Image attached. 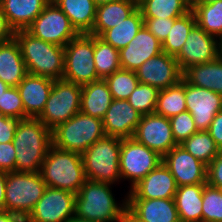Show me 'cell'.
Returning <instances> with one entry per match:
<instances>
[{
    "instance_id": "cell-1",
    "label": "cell",
    "mask_w": 222,
    "mask_h": 222,
    "mask_svg": "<svg viewBox=\"0 0 222 222\" xmlns=\"http://www.w3.org/2000/svg\"><path fill=\"white\" fill-rule=\"evenodd\" d=\"M12 142L16 154L15 171L40 172L52 146V131L37 118L23 119L17 125Z\"/></svg>"
},
{
    "instance_id": "cell-2",
    "label": "cell",
    "mask_w": 222,
    "mask_h": 222,
    "mask_svg": "<svg viewBox=\"0 0 222 222\" xmlns=\"http://www.w3.org/2000/svg\"><path fill=\"white\" fill-rule=\"evenodd\" d=\"M111 183L86 180L75 199V217L92 222H122L127 210V198L115 201Z\"/></svg>"
},
{
    "instance_id": "cell-3",
    "label": "cell",
    "mask_w": 222,
    "mask_h": 222,
    "mask_svg": "<svg viewBox=\"0 0 222 222\" xmlns=\"http://www.w3.org/2000/svg\"><path fill=\"white\" fill-rule=\"evenodd\" d=\"M14 38L19 44L28 73L62 79L64 47L41 40L27 30L16 31Z\"/></svg>"
},
{
    "instance_id": "cell-4",
    "label": "cell",
    "mask_w": 222,
    "mask_h": 222,
    "mask_svg": "<svg viewBox=\"0 0 222 222\" xmlns=\"http://www.w3.org/2000/svg\"><path fill=\"white\" fill-rule=\"evenodd\" d=\"M39 173L47 187L63 189L75 195L87 180L82 155L53 145L49 148Z\"/></svg>"
},
{
    "instance_id": "cell-5",
    "label": "cell",
    "mask_w": 222,
    "mask_h": 222,
    "mask_svg": "<svg viewBox=\"0 0 222 222\" xmlns=\"http://www.w3.org/2000/svg\"><path fill=\"white\" fill-rule=\"evenodd\" d=\"M52 131V145L82 154L89 146L105 137L103 120L78 112Z\"/></svg>"
},
{
    "instance_id": "cell-6",
    "label": "cell",
    "mask_w": 222,
    "mask_h": 222,
    "mask_svg": "<svg viewBox=\"0 0 222 222\" xmlns=\"http://www.w3.org/2000/svg\"><path fill=\"white\" fill-rule=\"evenodd\" d=\"M121 138L105 136L81 155L87 180L115 184L120 182Z\"/></svg>"
},
{
    "instance_id": "cell-7",
    "label": "cell",
    "mask_w": 222,
    "mask_h": 222,
    "mask_svg": "<svg viewBox=\"0 0 222 222\" xmlns=\"http://www.w3.org/2000/svg\"><path fill=\"white\" fill-rule=\"evenodd\" d=\"M46 188L39 172H6L5 210L25 219Z\"/></svg>"
},
{
    "instance_id": "cell-8",
    "label": "cell",
    "mask_w": 222,
    "mask_h": 222,
    "mask_svg": "<svg viewBox=\"0 0 222 222\" xmlns=\"http://www.w3.org/2000/svg\"><path fill=\"white\" fill-rule=\"evenodd\" d=\"M62 79L80 85L100 79L94 63V35L78 34L64 47Z\"/></svg>"
},
{
    "instance_id": "cell-9",
    "label": "cell",
    "mask_w": 222,
    "mask_h": 222,
    "mask_svg": "<svg viewBox=\"0 0 222 222\" xmlns=\"http://www.w3.org/2000/svg\"><path fill=\"white\" fill-rule=\"evenodd\" d=\"M82 85L66 81L54 80L48 100L42 113L37 117L50 130L66 122L80 112Z\"/></svg>"
},
{
    "instance_id": "cell-10",
    "label": "cell",
    "mask_w": 222,
    "mask_h": 222,
    "mask_svg": "<svg viewBox=\"0 0 222 222\" xmlns=\"http://www.w3.org/2000/svg\"><path fill=\"white\" fill-rule=\"evenodd\" d=\"M162 162L156 151L136 141L122 139L120 149V176L131 182L130 190Z\"/></svg>"
},
{
    "instance_id": "cell-11",
    "label": "cell",
    "mask_w": 222,
    "mask_h": 222,
    "mask_svg": "<svg viewBox=\"0 0 222 222\" xmlns=\"http://www.w3.org/2000/svg\"><path fill=\"white\" fill-rule=\"evenodd\" d=\"M26 30L41 40L62 47L79 34L54 2H49Z\"/></svg>"
},
{
    "instance_id": "cell-12",
    "label": "cell",
    "mask_w": 222,
    "mask_h": 222,
    "mask_svg": "<svg viewBox=\"0 0 222 222\" xmlns=\"http://www.w3.org/2000/svg\"><path fill=\"white\" fill-rule=\"evenodd\" d=\"M75 199L72 192L47 187L25 222H68L75 216Z\"/></svg>"
},
{
    "instance_id": "cell-13",
    "label": "cell",
    "mask_w": 222,
    "mask_h": 222,
    "mask_svg": "<svg viewBox=\"0 0 222 222\" xmlns=\"http://www.w3.org/2000/svg\"><path fill=\"white\" fill-rule=\"evenodd\" d=\"M132 138L162 157L178 145L169 118L156 113L142 115Z\"/></svg>"
},
{
    "instance_id": "cell-14",
    "label": "cell",
    "mask_w": 222,
    "mask_h": 222,
    "mask_svg": "<svg viewBox=\"0 0 222 222\" xmlns=\"http://www.w3.org/2000/svg\"><path fill=\"white\" fill-rule=\"evenodd\" d=\"M219 57V39L207 34L197 24L192 28L179 54L175 57L183 73L193 65L208 63Z\"/></svg>"
},
{
    "instance_id": "cell-15",
    "label": "cell",
    "mask_w": 222,
    "mask_h": 222,
    "mask_svg": "<svg viewBox=\"0 0 222 222\" xmlns=\"http://www.w3.org/2000/svg\"><path fill=\"white\" fill-rule=\"evenodd\" d=\"M162 162L175 178L178 187L207 182V165L181 145H176L165 154Z\"/></svg>"
},
{
    "instance_id": "cell-16",
    "label": "cell",
    "mask_w": 222,
    "mask_h": 222,
    "mask_svg": "<svg viewBox=\"0 0 222 222\" xmlns=\"http://www.w3.org/2000/svg\"><path fill=\"white\" fill-rule=\"evenodd\" d=\"M185 102L198 131H208L212 120L222 110V95L206 88L193 86L186 80Z\"/></svg>"
},
{
    "instance_id": "cell-17",
    "label": "cell",
    "mask_w": 222,
    "mask_h": 222,
    "mask_svg": "<svg viewBox=\"0 0 222 222\" xmlns=\"http://www.w3.org/2000/svg\"><path fill=\"white\" fill-rule=\"evenodd\" d=\"M138 81L164 90L182 79V72L175 57L161 52L145 61L135 70Z\"/></svg>"
},
{
    "instance_id": "cell-18",
    "label": "cell",
    "mask_w": 222,
    "mask_h": 222,
    "mask_svg": "<svg viewBox=\"0 0 222 222\" xmlns=\"http://www.w3.org/2000/svg\"><path fill=\"white\" fill-rule=\"evenodd\" d=\"M175 178L161 162L138 184L129 190L127 199H174L177 191Z\"/></svg>"
},
{
    "instance_id": "cell-19",
    "label": "cell",
    "mask_w": 222,
    "mask_h": 222,
    "mask_svg": "<svg viewBox=\"0 0 222 222\" xmlns=\"http://www.w3.org/2000/svg\"><path fill=\"white\" fill-rule=\"evenodd\" d=\"M161 52L162 43L143 25L129 44L119 51L121 69L135 71Z\"/></svg>"
},
{
    "instance_id": "cell-20",
    "label": "cell",
    "mask_w": 222,
    "mask_h": 222,
    "mask_svg": "<svg viewBox=\"0 0 222 222\" xmlns=\"http://www.w3.org/2000/svg\"><path fill=\"white\" fill-rule=\"evenodd\" d=\"M142 114L135 110L127 100H112L103 118L106 136L121 139L132 138Z\"/></svg>"
},
{
    "instance_id": "cell-21",
    "label": "cell",
    "mask_w": 222,
    "mask_h": 222,
    "mask_svg": "<svg viewBox=\"0 0 222 222\" xmlns=\"http://www.w3.org/2000/svg\"><path fill=\"white\" fill-rule=\"evenodd\" d=\"M54 79L28 73L17 86L24 107V119L37 118L43 111Z\"/></svg>"
},
{
    "instance_id": "cell-22",
    "label": "cell",
    "mask_w": 222,
    "mask_h": 222,
    "mask_svg": "<svg viewBox=\"0 0 222 222\" xmlns=\"http://www.w3.org/2000/svg\"><path fill=\"white\" fill-rule=\"evenodd\" d=\"M127 210L141 222H180L174 199H127Z\"/></svg>"
},
{
    "instance_id": "cell-23",
    "label": "cell",
    "mask_w": 222,
    "mask_h": 222,
    "mask_svg": "<svg viewBox=\"0 0 222 222\" xmlns=\"http://www.w3.org/2000/svg\"><path fill=\"white\" fill-rule=\"evenodd\" d=\"M49 2V0H3L0 10L16 32L26 30Z\"/></svg>"
},
{
    "instance_id": "cell-24",
    "label": "cell",
    "mask_w": 222,
    "mask_h": 222,
    "mask_svg": "<svg viewBox=\"0 0 222 222\" xmlns=\"http://www.w3.org/2000/svg\"><path fill=\"white\" fill-rule=\"evenodd\" d=\"M27 74L16 39L0 43V79L11 87H17Z\"/></svg>"
},
{
    "instance_id": "cell-25",
    "label": "cell",
    "mask_w": 222,
    "mask_h": 222,
    "mask_svg": "<svg viewBox=\"0 0 222 222\" xmlns=\"http://www.w3.org/2000/svg\"><path fill=\"white\" fill-rule=\"evenodd\" d=\"M137 8L136 0H116L98 5L93 29L89 34L99 37L104 31L124 21Z\"/></svg>"
},
{
    "instance_id": "cell-26",
    "label": "cell",
    "mask_w": 222,
    "mask_h": 222,
    "mask_svg": "<svg viewBox=\"0 0 222 222\" xmlns=\"http://www.w3.org/2000/svg\"><path fill=\"white\" fill-rule=\"evenodd\" d=\"M113 100L104 79L82 85L80 112L103 120Z\"/></svg>"
},
{
    "instance_id": "cell-27",
    "label": "cell",
    "mask_w": 222,
    "mask_h": 222,
    "mask_svg": "<svg viewBox=\"0 0 222 222\" xmlns=\"http://www.w3.org/2000/svg\"><path fill=\"white\" fill-rule=\"evenodd\" d=\"M204 185L193 184L177 187L174 200L180 222H202Z\"/></svg>"
},
{
    "instance_id": "cell-28",
    "label": "cell",
    "mask_w": 222,
    "mask_h": 222,
    "mask_svg": "<svg viewBox=\"0 0 222 222\" xmlns=\"http://www.w3.org/2000/svg\"><path fill=\"white\" fill-rule=\"evenodd\" d=\"M53 2L69 18L71 25L79 34L92 31L97 9L94 0H55Z\"/></svg>"
},
{
    "instance_id": "cell-29",
    "label": "cell",
    "mask_w": 222,
    "mask_h": 222,
    "mask_svg": "<svg viewBox=\"0 0 222 222\" xmlns=\"http://www.w3.org/2000/svg\"><path fill=\"white\" fill-rule=\"evenodd\" d=\"M182 77L193 86L206 88L222 95V58L193 65L186 69Z\"/></svg>"
},
{
    "instance_id": "cell-30",
    "label": "cell",
    "mask_w": 222,
    "mask_h": 222,
    "mask_svg": "<svg viewBox=\"0 0 222 222\" xmlns=\"http://www.w3.org/2000/svg\"><path fill=\"white\" fill-rule=\"evenodd\" d=\"M143 25L144 19L142 13L137 8L124 21L117 24V26L104 31L99 38L120 51L137 35Z\"/></svg>"
},
{
    "instance_id": "cell-31",
    "label": "cell",
    "mask_w": 222,
    "mask_h": 222,
    "mask_svg": "<svg viewBox=\"0 0 222 222\" xmlns=\"http://www.w3.org/2000/svg\"><path fill=\"white\" fill-rule=\"evenodd\" d=\"M143 18H179L191 11L190 0H140Z\"/></svg>"
},
{
    "instance_id": "cell-32",
    "label": "cell",
    "mask_w": 222,
    "mask_h": 222,
    "mask_svg": "<svg viewBox=\"0 0 222 222\" xmlns=\"http://www.w3.org/2000/svg\"><path fill=\"white\" fill-rule=\"evenodd\" d=\"M187 111L185 102V79L164 90H159L154 113L167 118Z\"/></svg>"
},
{
    "instance_id": "cell-33",
    "label": "cell",
    "mask_w": 222,
    "mask_h": 222,
    "mask_svg": "<svg viewBox=\"0 0 222 222\" xmlns=\"http://www.w3.org/2000/svg\"><path fill=\"white\" fill-rule=\"evenodd\" d=\"M196 24L207 34L220 39L222 37V0L209 4H191Z\"/></svg>"
},
{
    "instance_id": "cell-34",
    "label": "cell",
    "mask_w": 222,
    "mask_h": 222,
    "mask_svg": "<svg viewBox=\"0 0 222 222\" xmlns=\"http://www.w3.org/2000/svg\"><path fill=\"white\" fill-rule=\"evenodd\" d=\"M195 25L196 18L192 10L187 14L176 18L167 38L162 43L163 52L176 57Z\"/></svg>"
},
{
    "instance_id": "cell-35",
    "label": "cell",
    "mask_w": 222,
    "mask_h": 222,
    "mask_svg": "<svg viewBox=\"0 0 222 222\" xmlns=\"http://www.w3.org/2000/svg\"><path fill=\"white\" fill-rule=\"evenodd\" d=\"M94 63L98 77L105 79L121 69L119 50L94 36Z\"/></svg>"
},
{
    "instance_id": "cell-36",
    "label": "cell",
    "mask_w": 222,
    "mask_h": 222,
    "mask_svg": "<svg viewBox=\"0 0 222 222\" xmlns=\"http://www.w3.org/2000/svg\"><path fill=\"white\" fill-rule=\"evenodd\" d=\"M180 145L207 166L219 154V148L208 131H197Z\"/></svg>"
},
{
    "instance_id": "cell-37",
    "label": "cell",
    "mask_w": 222,
    "mask_h": 222,
    "mask_svg": "<svg viewBox=\"0 0 222 222\" xmlns=\"http://www.w3.org/2000/svg\"><path fill=\"white\" fill-rule=\"evenodd\" d=\"M115 100H127L139 81L135 71L119 69L104 79Z\"/></svg>"
},
{
    "instance_id": "cell-38",
    "label": "cell",
    "mask_w": 222,
    "mask_h": 222,
    "mask_svg": "<svg viewBox=\"0 0 222 222\" xmlns=\"http://www.w3.org/2000/svg\"><path fill=\"white\" fill-rule=\"evenodd\" d=\"M159 90L154 86L138 83L127 101L142 115L154 113Z\"/></svg>"
},
{
    "instance_id": "cell-39",
    "label": "cell",
    "mask_w": 222,
    "mask_h": 222,
    "mask_svg": "<svg viewBox=\"0 0 222 222\" xmlns=\"http://www.w3.org/2000/svg\"><path fill=\"white\" fill-rule=\"evenodd\" d=\"M202 222H222V189L204 185Z\"/></svg>"
},
{
    "instance_id": "cell-40",
    "label": "cell",
    "mask_w": 222,
    "mask_h": 222,
    "mask_svg": "<svg viewBox=\"0 0 222 222\" xmlns=\"http://www.w3.org/2000/svg\"><path fill=\"white\" fill-rule=\"evenodd\" d=\"M173 137L178 145L182 144L191 135L197 132L194 119L189 111L177 114L169 118Z\"/></svg>"
},
{
    "instance_id": "cell-41",
    "label": "cell",
    "mask_w": 222,
    "mask_h": 222,
    "mask_svg": "<svg viewBox=\"0 0 222 222\" xmlns=\"http://www.w3.org/2000/svg\"><path fill=\"white\" fill-rule=\"evenodd\" d=\"M0 115L24 119V107L17 87H9L0 97Z\"/></svg>"
},
{
    "instance_id": "cell-42",
    "label": "cell",
    "mask_w": 222,
    "mask_h": 222,
    "mask_svg": "<svg viewBox=\"0 0 222 222\" xmlns=\"http://www.w3.org/2000/svg\"><path fill=\"white\" fill-rule=\"evenodd\" d=\"M144 26L161 42L167 38L176 18H143Z\"/></svg>"
},
{
    "instance_id": "cell-43",
    "label": "cell",
    "mask_w": 222,
    "mask_h": 222,
    "mask_svg": "<svg viewBox=\"0 0 222 222\" xmlns=\"http://www.w3.org/2000/svg\"><path fill=\"white\" fill-rule=\"evenodd\" d=\"M16 154L13 142L0 143V172L15 171Z\"/></svg>"
},
{
    "instance_id": "cell-44",
    "label": "cell",
    "mask_w": 222,
    "mask_h": 222,
    "mask_svg": "<svg viewBox=\"0 0 222 222\" xmlns=\"http://www.w3.org/2000/svg\"><path fill=\"white\" fill-rule=\"evenodd\" d=\"M21 119L0 115V143L12 142Z\"/></svg>"
},
{
    "instance_id": "cell-45",
    "label": "cell",
    "mask_w": 222,
    "mask_h": 222,
    "mask_svg": "<svg viewBox=\"0 0 222 222\" xmlns=\"http://www.w3.org/2000/svg\"><path fill=\"white\" fill-rule=\"evenodd\" d=\"M206 183L222 189V157L219 154L207 166Z\"/></svg>"
},
{
    "instance_id": "cell-46",
    "label": "cell",
    "mask_w": 222,
    "mask_h": 222,
    "mask_svg": "<svg viewBox=\"0 0 222 222\" xmlns=\"http://www.w3.org/2000/svg\"><path fill=\"white\" fill-rule=\"evenodd\" d=\"M210 136L214 139L215 144L222 148V110L216 114L208 129Z\"/></svg>"
},
{
    "instance_id": "cell-47",
    "label": "cell",
    "mask_w": 222,
    "mask_h": 222,
    "mask_svg": "<svg viewBox=\"0 0 222 222\" xmlns=\"http://www.w3.org/2000/svg\"><path fill=\"white\" fill-rule=\"evenodd\" d=\"M15 31L10 27L6 17L0 10V43L12 40L14 38Z\"/></svg>"
},
{
    "instance_id": "cell-48",
    "label": "cell",
    "mask_w": 222,
    "mask_h": 222,
    "mask_svg": "<svg viewBox=\"0 0 222 222\" xmlns=\"http://www.w3.org/2000/svg\"><path fill=\"white\" fill-rule=\"evenodd\" d=\"M0 222H25V219L18 214L5 210L0 212Z\"/></svg>"
},
{
    "instance_id": "cell-49",
    "label": "cell",
    "mask_w": 222,
    "mask_h": 222,
    "mask_svg": "<svg viewBox=\"0 0 222 222\" xmlns=\"http://www.w3.org/2000/svg\"><path fill=\"white\" fill-rule=\"evenodd\" d=\"M6 172H0V212L5 211Z\"/></svg>"
},
{
    "instance_id": "cell-50",
    "label": "cell",
    "mask_w": 222,
    "mask_h": 222,
    "mask_svg": "<svg viewBox=\"0 0 222 222\" xmlns=\"http://www.w3.org/2000/svg\"><path fill=\"white\" fill-rule=\"evenodd\" d=\"M122 222H141V221H138L128 210H126Z\"/></svg>"
},
{
    "instance_id": "cell-51",
    "label": "cell",
    "mask_w": 222,
    "mask_h": 222,
    "mask_svg": "<svg viewBox=\"0 0 222 222\" xmlns=\"http://www.w3.org/2000/svg\"><path fill=\"white\" fill-rule=\"evenodd\" d=\"M10 86L6 83H4L1 79H0V97L3 95V93L9 88Z\"/></svg>"
},
{
    "instance_id": "cell-52",
    "label": "cell",
    "mask_w": 222,
    "mask_h": 222,
    "mask_svg": "<svg viewBox=\"0 0 222 222\" xmlns=\"http://www.w3.org/2000/svg\"><path fill=\"white\" fill-rule=\"evenodd\" d=\"M216 0H190L191 4H209Z\"/></svg>"
},
{
    "instance_id": "cell-53",
    "label": "cell",
    "mask_w": 222,
    "mask_h": 222,
    "mask_svg": "<svg viewBox=\"0 0 222 222\" xmlns=\"http://www.w3.org/2000/svg\"><path fill=\"white\" fill-rule=\"evenodd\" d=\"M68 222H92V221H89V220L82 219V218L74 216Z\"/></svg>"
},
{
    "instance_id": "cell-54",
    "label": "cell",
    "mask_w": 222,
    "mask_h": 222,
    "mask_svg": "<svg viewBox=\"0 0 222 222\" xmlns=\"http://www.w3.org/2000/svg\"><path fill=\"white\" fill-rule=\"evenodd\" d=\"M96 5H101V4H105V3H108V2H113V1H116V0H94Z\"/></svg>"
},
{
    "instance_id": "cell-55",
    "label": "cell",
    "mask_w": 222,
    "mask_h": 222,
    "mask_svg": "<svg viewBox=\"0 0 222 222\" xmlns=\"http://www.w3.org/2000/svg\"><path fill=\"white\" fill-rule=\"evenodd\" d=\"M219 57L222 58V37L219 39Z\"/></svg>"
},
{
    "instance_id": "cell-56",
    "label": "cell",
    "mask_w": 222,
    "mask_h": 222,
    "mask_svg": "<svg viewBox=\"0 0 222 222\" xmlns=\"http://www.w3.org/2000/svg\"><path fill=\"white\" fill-rule=\"evenodd\" d=\"M219 155L222 157V148L219 149Z\"/></svg>"
}]
</instances>
